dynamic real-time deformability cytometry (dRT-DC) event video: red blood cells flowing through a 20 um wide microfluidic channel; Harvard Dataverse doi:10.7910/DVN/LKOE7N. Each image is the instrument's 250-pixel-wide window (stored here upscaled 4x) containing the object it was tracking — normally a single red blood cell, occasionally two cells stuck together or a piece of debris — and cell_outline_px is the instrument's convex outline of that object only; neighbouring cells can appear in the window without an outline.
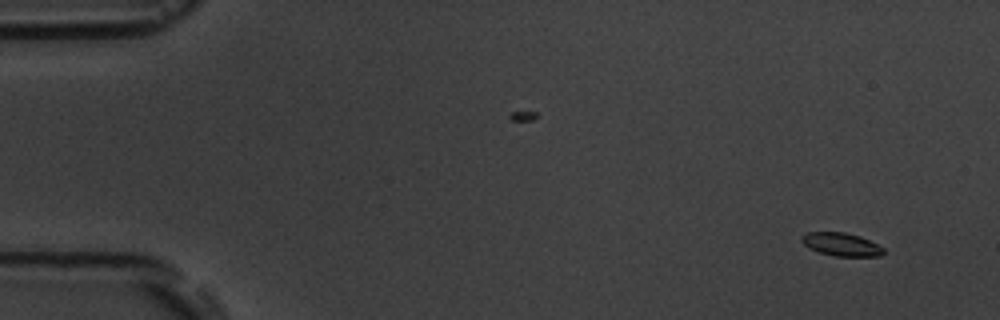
{"species": "common noctule bat (a hibernating species)", "species_latin": "Nyctalus noctula", "temperature_condition": "room temperature", "stored_images_in_passage": 7, "camera_frame_rate_fps": 3000, "um_per_image_px": 0.085, "animal": {"sex": "male", "body_mass_g": 19.5, "forearm_length_mm": 54.6}, "frame": {"image": 1, "passage_image": 1, "time_ms": 0.0, "image_size_px": [1000, 320], "cell_outline_px": [[884, 252], [880, 256], [836, 256], [820, 252], [808, 248], [800, 240], [800, 236], [808, 232], [844, 232], [860, 236], [884, 248]], "centroid_in_image_um": [71.48, 20.76], "position_along_channel_um": 13.5, "area_um2": 10.98}}
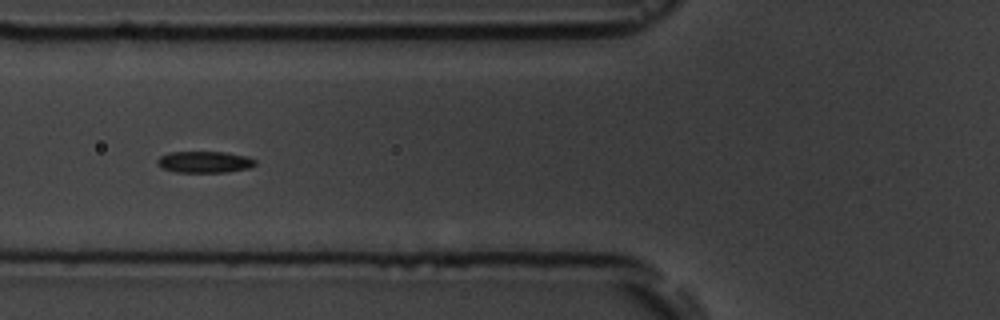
{"frame": {"image": 2, "passage_image": 6, "time_ms": 6.0, "image_size_px": [1000, 320], "cell_outline_px": [[256, 164], [248, 168], [228, 172], [176, 172], [160, 168], [156, 164], [156, 160], [160, 156], [168, 152], [224, 152], [248, 156], [256, 160]], "centroid_in_image_um": [17.35, 13.77], "position_along_channel_um": 108.4, "area_um2": 12.43}}
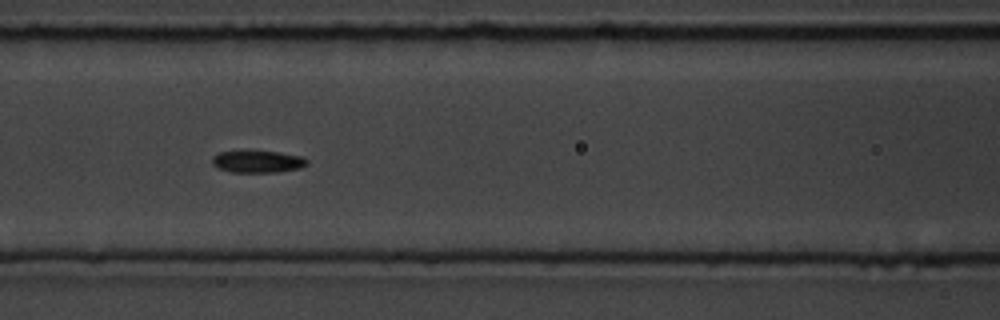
{"frame": {"image": 3, "passage_image": 7, "time_ms": 7.0, "image_size_px": [1000, 320], "cell_outline_px": [[308, 164], [300, 168], [280, 172], [232, 172], [216, 168], [212, 164], [212, 156], [220, 152], [240, 148], [248, 148], [280, 152], [304, 156], [308, 160]], "centroid_in_image_um": [21.87, 13.68], "position_along_channel_um": 144.7, "area_um2": 13.18}}